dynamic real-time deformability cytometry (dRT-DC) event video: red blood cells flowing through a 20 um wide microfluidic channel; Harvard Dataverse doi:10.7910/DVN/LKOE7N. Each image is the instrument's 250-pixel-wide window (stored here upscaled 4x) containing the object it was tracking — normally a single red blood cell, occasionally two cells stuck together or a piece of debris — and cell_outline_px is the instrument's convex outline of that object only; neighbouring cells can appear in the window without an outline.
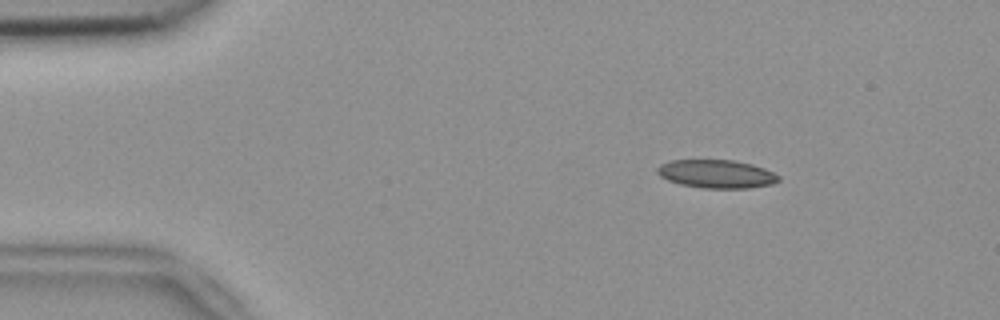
{"species": "common noctule bat (a hibernating species)", "species_latin": "Nyctalus noctula", "temperature_condition": "room temperature", "stored_images_in_passage": 5, "camera_frame_rate_fps": 3000, "um_per_image_px": 0.085, "animal": {"sex": "female", "body_mass_g": 18.4}, "frame": {"image": 1, "passage_image": 3, "time_ms": 0.667, "image_size_px": [1000, 320], "cell_outline_px": [[780, 180], [772, 184], [748, 188], [704, 188], [680, 184], [668, 180], [660, 176], [656, 172], [656, 168], [660, 164], [672, 160], [732, 160], [752, 164], [764, 168], [780, 176]], "centroid_in_image_um": [60.89, 14.78], "position_along_channel_um": 24.1, "area_um2": 20.0}}